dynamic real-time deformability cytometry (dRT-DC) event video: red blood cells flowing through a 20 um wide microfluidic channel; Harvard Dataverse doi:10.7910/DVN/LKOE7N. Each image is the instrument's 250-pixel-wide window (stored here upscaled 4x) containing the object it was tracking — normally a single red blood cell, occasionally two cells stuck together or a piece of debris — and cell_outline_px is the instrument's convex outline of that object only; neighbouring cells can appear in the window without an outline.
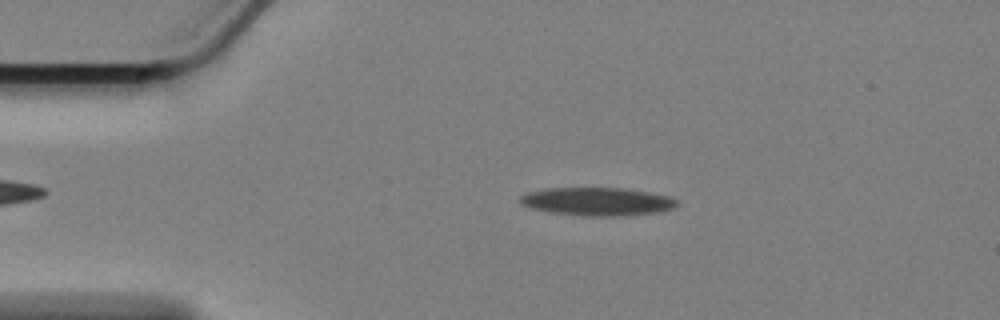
{"species": "Egyptian fruit bat (a non-hibernating species)", "species_latin": "Rousettus aegyptiacus", "temperature_condition": "cold", "stored_images_in_passage": 50, "camera_frame_rate_fps": 3000, "um_per_image_px": 0.085, "animal": {"sex": "female"}, "frame": {"image": 1, "passage_image": 10, "time_ms": 3.0, "image_size_px": [1000, 320], "cell_outline_px": [[680, 204], [672, 208], [656, 212], [620, 216], [584, 216], [552, 212], [528, 208], [520, 204], [520, 196], [524, 192], [548, 188], [620, 188], [648, 192], [668, 196], [676, 200]], "centroid_in_image_um": [50.7, 17.13], "position_along_channel_um": 34.3, "area_um2": 25.72}}
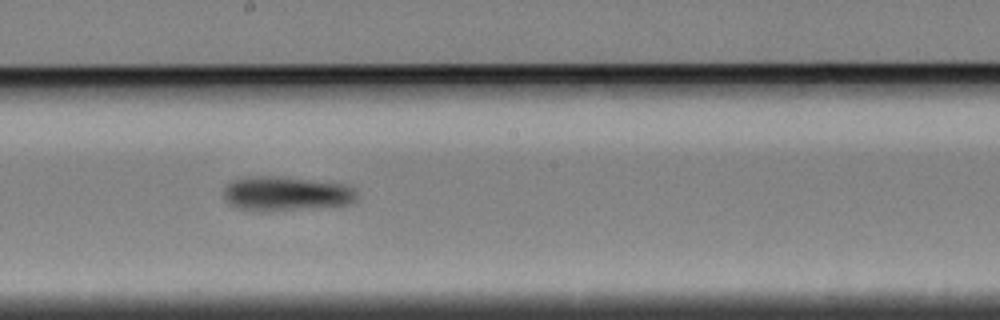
{"frame": {"image": 2, "passage_image": 30, "time_ms": 9.667, "image_size_px": [1000, 320], "cell_outline_px": [[356, 200], [352, 204], [292, 208], [240, 208], [232, 204], [224, 196], [224, 188], [232, 180], [244, 176], [280, 176], [344, 184], [352, 188], [356, 192]], "centroid_in_image_um": [24.34, 16.39], "position_along_channel_um": 223.9, "area_um2": 25.43}}
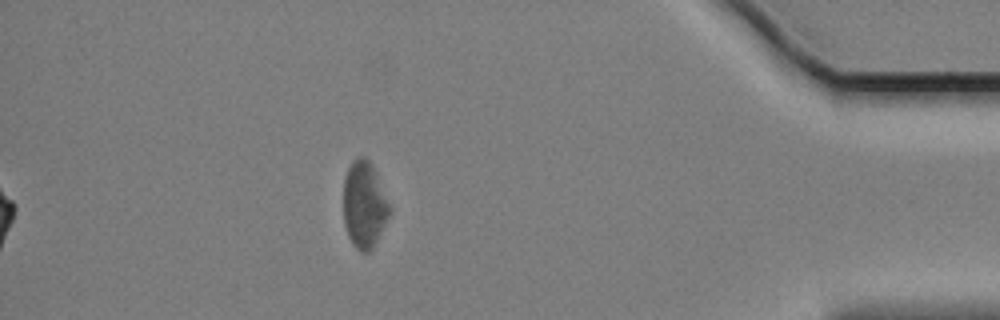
{"frame": {"image": 3, "passage_image": 50, "time_ms": 16.333, "image_size_px": [1000, 320], "cell_outline_px": [[392, 212], [372, 248], [368, 252], [360, 252], [352, 244], [348, 236], [344, 224], [344, 180], [348, 168], [360, 156], [364, 156], [372, 164], [392, 208]], "centroid_in_image_um": [30.98, 17.43], "position_along_channel_um": 404.2, "area_um2": 23.24}, "authors_computed_cell_mechanics": {"area_um2": 25.6632, "velocity_mm_per_s": 3.3888, "shape_relaxation_time_tau1_ms": 2.79, "shape_relaxation_time_tau2_ms": null, "deformation_change_tau1": 0.0984, "deformation_change_tau2": null}}